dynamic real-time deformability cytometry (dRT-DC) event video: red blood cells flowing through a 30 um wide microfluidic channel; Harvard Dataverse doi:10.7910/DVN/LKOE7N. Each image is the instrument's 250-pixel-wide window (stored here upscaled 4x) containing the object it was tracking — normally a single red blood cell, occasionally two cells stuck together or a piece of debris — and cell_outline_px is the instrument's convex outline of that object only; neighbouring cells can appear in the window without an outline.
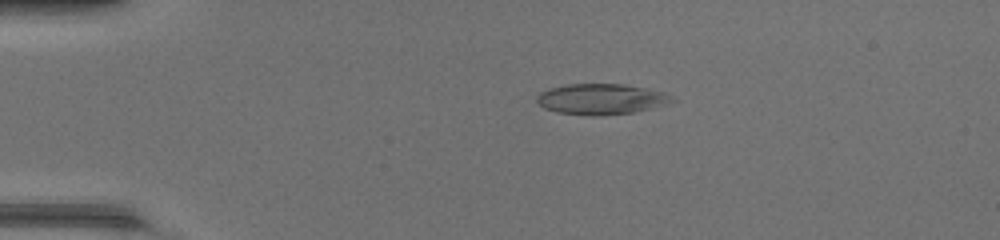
{"species": "common noctule bat (a hibernating species)", "species_latin": "Nyctalus noctula", "temperature_condition": "warm", "stored_images_in_passage": 48, "camera_frame_rate_fps": 3000, "um_per_image_px": 0.085, "animal": {"sex": "female", "body_mass_g": 17.0, "forearm_length_mm": 48.0}, "frame": {"image": 1, "passage_image": 11, "time_ms": 3.333, "image_size_px": [1000, 240], "cell_outline_px": [[676, 100], [668, 104], [632, 112], [600, 116], [592, 116], [560, 112], [544, 108], [536, 104], [536, 96], [540, 92], [548, 88], [564, 84], [624, 84], [664, 92]], "centroid_in_image_um": [51.05, 8.42], "position_along_channel_um": 34.0, "area_um2": 24.22}}
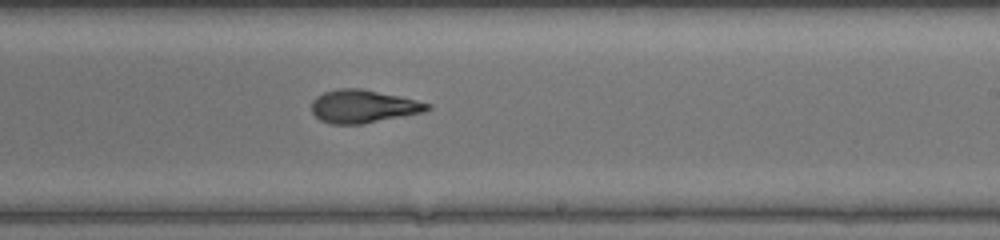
{"frame": {"image": 2, "passage_image": 30, "time_ms": 9.667, "image_size_px": [1000, 240], "cell_outline_px": [[432, 108], [424, 112], [360, 124], [332, 124], [320, 120], [312, 112], [312, 100], [316, 96], [324, 92], [340, 88], [360, 88], [400, 96], [432, 104]], "centroid_in_image_um": [30.87, 9.03], "position_along_channel_um": 258.1, "area_um2": 22.2}}
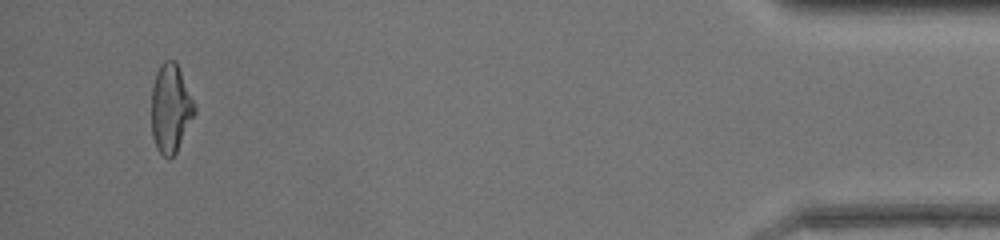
{"frame": {"image": 3, "passage_image": 46, "time_ms": 15.0, "image_size_px": [1000, 240], "cell_outline_px": [[196, 112], [176, 152], [172, 156], [164, 156], [156, 148], [152, 136], [152, 84], [156, 72], [160, 64], [164, 60], [176, 60], [196, 108]], "centroid_in_image_um": [14.49, 9.18], "position_along_channel_um": 420.7, "area_um2": 22.08}, "authors_computed_cell_mechanics": {"area_um2": 22.7732, "velocity_mm_per_s": 4.4381, "shape_relaxation_time_tau1_ms": null, "shape_relaxation_time_tau2_ms": 1.5974, "deformation_change_tau1": null, "deformation_change_tau2": 0.092}}